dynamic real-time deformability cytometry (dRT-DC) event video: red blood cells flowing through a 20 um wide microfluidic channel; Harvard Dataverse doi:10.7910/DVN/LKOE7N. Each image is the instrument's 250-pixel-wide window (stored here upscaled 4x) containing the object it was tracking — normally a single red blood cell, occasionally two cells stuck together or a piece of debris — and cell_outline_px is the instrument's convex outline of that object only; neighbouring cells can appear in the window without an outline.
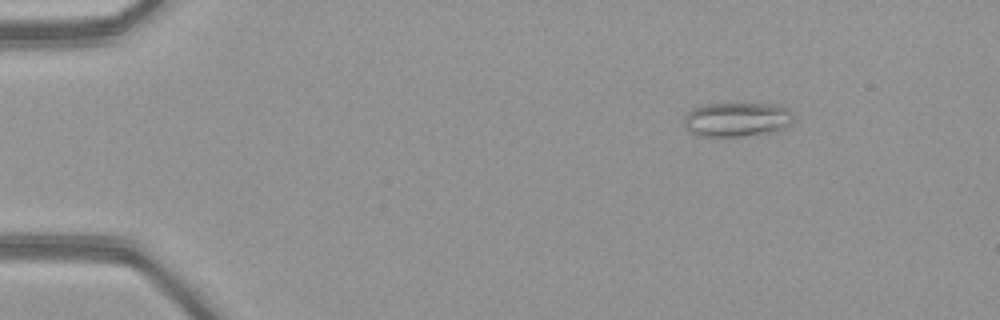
{"species": "common noctule bat (a hibernating species)", "species_latin": "Nyctalus noctula", "temperature_condition": "warm", "stored_images_in_passage": 52, "camera_frame_rate_fps": 3000, "um_per_image_px": 0.085, "animal": {"sex": "female", "body_mass_g": 21.9}, "frame": {"image": 1, "passage_image": 8, "time_ms": 2.333, "image_size_px": [1000, 320], "cell_outline_px": [[792, 124], [776, 132], [744, 136], [696, 136], [688, 132], [684, 128], [684, 116], [692, 108], [700, 104], [784, 104], [792, 112]], "centroid_in_image_um": [62.63, 10.16], "position_along_channel_um": 22.4, "area_um2": 22.48}}
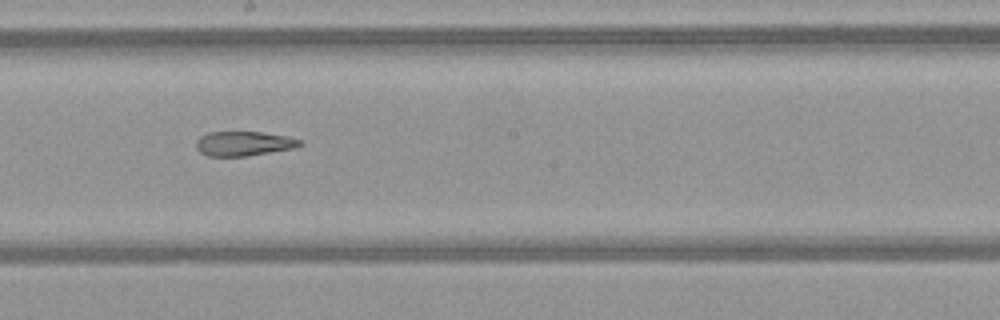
{"frame": {"image": 2, "passage_image": 30, "time_ms": 9.667, "image_size_px": [1000, 320], "cell_outline_px": [[304, 144], [296, 148], [248, 156], [208, 156], [200, 152], [196, 148], [196, 140], [200, 136], [208, 132], [260, 132], [288, 136], [304, 140]], "centroid_in_image_um": [20.77, 12.2], "position_along_channel_um": 227.4, "area_um2": 15.09}}
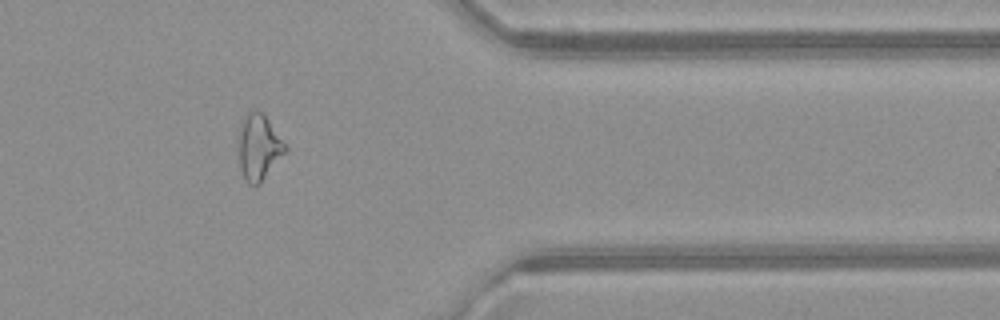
{"frame": {"image": 3, "passage_image": 43, "time_ms": 14.0, "image_size_px": [1000, 320], "cell_outline_px": [[288, 152], [260, 184], [248, 184], [244, 180], [240, 168], [236, 148], [236, 136], [240, 120], [252, 108], [264, 112], [288, 148]], "centroid_in_image_um": [21.95, 12.48], "position_along_channel_um": 389.4, "area_um2": 19.13}, "authors_computed_cell_mechanics": {"area_um2": 19.4497, "velocity_mm_per_s": 4.1035, "shape_relaxation_time_tau1_ms": null, "shape_relaxation_time_tau2_ms": 3.7812, "deformation_change_tau1": null, "deformation_change_tau2": 0.1462}}